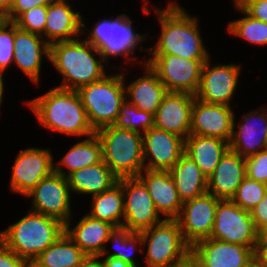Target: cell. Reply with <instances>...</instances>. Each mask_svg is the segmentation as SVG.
<instances>
[{
  "label": "cell",
  "mask_w": 267,
  "mask_h": 267,
  "mask_svg": "<svg viewBox=\"0 0 267 267\" xmlns=\"http://www.w3.org/2000/svg\"><path fill=\"white\" fill-rule=\"evenodd\" d=\"M266 192L267 184L246 176L231 200L240 208L250 212L263 199Z\"/></svg>",
  "instance_id": "obj_36"
},
{
  "label": "cell",
  "mask_w": 267,
  "mask_h": 267,
  "mask_svg": "<svg viewBox=\"0 0 267 267\" xmlns=\"http://www.w3.org/2000/svg\"><path fill=\"white\" fill-rule=\"evenodd\" d=\"M46 16L47 5L36 6L22 13L14 23L19 29L41 35L44 38Z\"/></svg>",
  "instance_id": "obj_37"
},
{
  "label": "cell",
  "mask_w": 267,
  "mask_h": 267,
  "mask_svg": "<svg viewBox=\"0 0 267 267\" xmlns=\"http://www.w3.org/2000/svg\"><path fill=\"white\" fill-rule=\"evenodd\" d=\"M91 210L88 215L94 219L111 223L115 227L123 226L124 196L122 178L109 190L92 196ZM121 219V220H120Z\"/></svg>",
  "instance_id": "obj_31"
},
{
  "label": "cell",
  "mask_w": 267,
  "mask_h": 267,
  "mask_svg": "<svg viewBox=\"0 0 267 267\" xmlns=\"http://www.w3.org/2000/svg\"><path fill=\"white\" fill-rule=\"evenodd\" d=\"M246 267H260V266L258 265V263L255 260H253Z\"/></svg>",
  "instance_id": "obj_52"
},
{
  "label": "cell",
  "mask_w": 267,
  "mask_h": 267,
  "mask_svg": "<svg viewBox=\"0 0 267 267\" xmlns=\"http://www.w3.org/2000/svg\"><path fill=\"white\" fill-rule=\"evenodd\" d=\"M87 255L66 234L44 250L34 260L43 267H78Z\"/></svg>",
  "instance_id": "obj_32"
},
{
  "label": "cell",
  "mask_w": 267,
  "mask_h": 267,
  "mask_svg": "<svg viewBox=\"0 0 267 267\" xmlns=\"http://www.w3.org/2000/svg\"><path fill=\"white\" fill-rule=\"evenodd\" d=\"M220 200L207 192L183 203L176 220L184 240L191 247L200 240L210 238Z\"/></svg>",
  "instance_id": "obj_15"
},
{
  "label": "cell",
  "mask_w": 267,
  "mask_h": 267,
  "mask_svg": "<svg viewBox=\"0 0 267 267\" xmlns=\"http://www.w3.org/2000/svg\"><path fill=\"white\" fill-rule=\"evenodd\" d=\"M124 196L123 226L140 233L163 219L156 211L153 200L144 183L138 177L122 178Z\"/></svg>",
  "instance_id": "obj_12"
},
{
  "label": "cell",
  "mask_w": 267,
  "mask_h": 267,
  "mask_svg": "<svg viewBox=\"0 0 267 267\" xmlns=\"http://www.w3.org/2000/svg\"><path fill=\"white\" fill-rule=\"evenodd\" d=\"M193 267H200V266L193 260Z\"/></svg>",
  "instance_id": "obj_53"
},
{
  "label": "cell",
  "mask_w": 267,
  "mask_h": 267,
  "mask_svg": "<svg viewBox=\"0 0 267 267\" xmlns=\"http://www.w3.org/2000/svg\"><path fill=\"white\" fill-rule=\"evenodd\" d=\"M173 267H193V259L190 257L185 262H183L179 265L173 266Z\"/></svg>",
  "instance_id": "obj_50"
},
{
  "label": "cell",
  "mask_w": 267,
  "mask_h": 267,
  "mask_svg": "<svg viewBox=\"0 0 267 267\" xmlns=\"http://www.w3.org/2000/svg\"><path fill=\"white\" fill-rule=\"evenodd\" d=\"M169 173L183 203L208 192L207 177L185 153Z\"/></svg>",
  "instance_id": "obj_29"
},
{
  "label": "cell",
  "mask_w": 267,
  "mask_h": 267,
  "mask_svg": "<svg viewBox=\"0 0 267 267\" xmlns=\"http://www.w3.org/2000/svg\"><path fill=\"white\" fill-rule=\"evenodd\" d=\"M102 161V144L95 133L73 145L66 155L62 156V159L58 163L59 165H54V173L61 174L67 178L76 170L98 164ZM63 166L68 170L65 171L67 174L64 172Z\"/></svg>",
  "instance_id": "obj_30"
},
{
  "label": "cell",
  "mask_w": 267,
  "mask_h": 267,
  "mask_svg": "<svg viewBox=\"0 0 267 267\" xmlns=\"http://www.w3.org/2000/svg\"><path fill=\"white\" fill-rule=\"evenodd\" d=\"M26 267H43L38 265L35 261L27 262Z\"/></svg>",
  "instance_id": "obj_51"
},
{
  "label": "cell",
  "mask_w": 267,
  "mask_h": 267,
  "mask_svg": "<svg viewBox=\"0 0 267 267\" xmlns=\"http://www.w3.org/2000/svg\"><path fill=\"white\" fill-rule=\"evenodd\" d=\"M248 15L267 23V0H233Z\"/></svg>",
  "instance_id": "obj_41"
},
{
  "label": "cell",
  "mask_w": 267,
  "mask_h": 267,
  "mask_svg": "<svg viewBox=\"0 0 267 267\" xmlns=\"http://www.w3.org/2000/svg\"><path fill=\"white\" fill-rule=\"evenodd\" d=\"M245 177V158L228 149L207 178L208 193L221 200H231Z\"/></svg>",
  "instance_id": "obj_24"
},
{
  "label": "cell",
  "mask_w": 267,
  "mask_h": 267,
  "mask_svg": "<svg viewBox=\"0 0 267 267\" xmlns=\"http://www.w3.org/2000/svg\"><path fill=\"white\" fill-rule=\"evenodd\" d=\"M142 137L145 169L169 171L185 152V139L176 134L152 127Z\"/></svg>",
  "instance_id": "obj_17"
},
{
  "label": "cell",
  "mask_w": 267,
  "mask_h": 267,
  "mask_svg": "<svg viewBox=\"0 0 267 267\" xmlns=\"http://www.w3.org/2000/svg\"><path fill=\"white\" fill-rule=\"evenodd\" d=\"M210 238L255 248L259 231L250 212L240 208L232 200L225 199L220 200L216 207Z\"/></svg>",
  "instance_id": "obj_10"
},
{
  "label": "cell",
  "mask_w": 267,
  "mask_h": 267,
  "mask_svg": "<svg viewBox=\"0 0 267 267\" xmlns=\"http://www.w3.org/2000/svg\"><path fill=\"white\" fill-rule=\"evenodd\" d=\"M133 20L126 14H119L115 19H101L96 22L85 39L99 50L108 65L109 57H126L134 61L135 50L145 40V34L136 33ZM134 55V56H132Z\"/></svg>",
  "instance_id": "obj_8"
},
{
  "label": "cell",
  "mask_w": 267,
  "mask_h": 267,
  "mask_svg": "<svg viewBox=\"0 0 267 267\" xmlns=\"http://www.w3.org/2000/svg\"><path fill=\"white\" fill-rule=\"evenodd\" d=\"M14 22L0 19V70L5 71L13 62Z\"/></svg>",
  "instance_id": "obj_38"
},
{
  "label": "cell",
  "mask_w": 267,
  "mask_h": 267,
  "mask_svg": "<svg viewBox=\"0 0 267 267\" xmlns=\"http://www.w3.org/2000/svg\"><path fill=\"white\" fill-rule=\"evenodd\" d=\"M137 177L148 190L156 211L161 216H165L164 219H176L180 214L183 202L169 171L144 169Z\"/></svg>",
  "instance_id": "obj_23"
},
{
  "label": "cell",
  "mask_w": 267,
  "mask_h": 267,
  "mask_svg": "<svg viewBox=\"0 0 267 267\" xmlns=\"http://www.w3.org/2000/svg\"><path fill=\"white\" fill-rule=\"evenodd\" d=\"M211 65L210 58L203 64L195 98L208 103L231 106L230 101L238 86L241 65Z\"/></svg>",
  "instance_id": "obj_13"
},
{
  "label": "cell",
  "mask_w": 267,
  "mask_h": 267,
  "mask_svg": "<svg viewBox=\"0 0 267 267\" xmlns=\"http://www.w3.org/2000/svg\"><path fill=\"white\" fill-rule=\"evenodd\" d=\"M234 4L244 17L229 22V33L256 45H267V23L248 15L235 1Z\"/></svg>",
  "instance_id": "obj_33"
},
{
  "label": "cell",
  "mask_w": 267,
  "mask_h": 267,
  "mask_svg": "<svg viewBox=\"0 0 267 267\" xmlns=\"http://www.w3.org/2000/svg\"><path fill=\"white\" fill-rule=\"evenodd\" d=\"M256 229L260 232L267 225V192L263 199L250 211Z\"/></svg>",
  "instance_id": "obj_43"
},
{
  "label": "cell",
  "mask_w": 267,
  "mask_h": 267,
  "mask_svg": "<svg viewBox=\"0 0 267 267\" xmlns=\"http://www.w3.org/2000/svg\"><path fill=\"white\" fill-rule=\"evenodd\" d=\"M50 56V45L38 34L19 29L14 23L13 62L32 82L38 85L42 57Z\"/></svg>",
  "instance_id": "obj_21"
},
{
  "label": "cell",
  "mask_w": 267,
  "mask_h": 267,
  "mask_svg": "<svg viewBox=\"0 0 267 267\" xmlns=\"http://www.w3.org/2000/svg\"><path fill=\"white\" fill-rule=\"evenodd\" d=\"M186 11L176 1L169 2L164 9L155 7L161 32L155 47L147 49L149 55H176L185 59L210 58L199 32V19Z\"/></svg>",
  "instance_id": "obj_1"
},
{
  "label": "cell",
  "mask_w": 267,
  "mask_h": 267,
  "mask_svg": "<svg viewBox=\"0 0 267 267\" xmlns=\"http://www.w3.org/2000/svg\"><path fill=\"white\" fill-rule=\"evenodd\" d=\"M208 59H185L176 55H150L145 62L169 92L192 95L198 90L203 64Z\"/></svg>",
  "instance_id": "obj_9"
},
{
  "label": "cell",
  "mask_w": 267,
  "mask_h": 267,
  "mask_svg": "<svg viewBox=\"0 0 267 267\" xmlns=\"http://www.w3.org/2000/svg\"><path fill=\"white\" fill-rule=\"evenodd\" d=\"M254 260L260 267H267V241H257L254 249Z\"/></svg>",
  "instance_id": "obj_44"
},
{
  "label": "cell",
  "mask_w": 267,
  "mask_h": 267,
  "mask_svg": "<svg viewBox=\"0 0 267 267\" xmlns=\"http://www.w3.org/2000/svg\"><path fill=\"white\" fill-rule=\"evenodd\" d=\"M246 176L267 184V148L245 158Z\"/></svg>",
  "instance_id": "obj_39"
},
{
  "label": "cell",
  "mask_w": 267,
  "mask_h": 267,
  "mask_svg": "<svg viewBox=\"0 0 267 267\" xmlns=\"http://www.w3.org/2000/svg\"><path fill=\"white\" fill-rule=\"evenodd\" d=\"M54 172L50 150L29 147L20 150L12 166L10 190L26 196L43 178Z\"/></svg>",
  "instance_id": "obj_14"
},
{
  "label": "cell",
  "mask_w": 267,
  "mask_h": 267,
  "mask_svg": "<svg viewBox=\"0 0 267 267\" xmlns=\"http://www.w3.org/2000/svg\"><path fill=\"white\" fill-rule=\"evenodd\" d=\"M234 115L231 106L208 104L195 98L190 134L209 136L230 142Z\"/></svg>",
  "instance_id": "obj_18"
},
{
  "label": "cell",
  "mask_w": 267,
  "mask_h": 267,
  "mask_svg": "<svg viewBox=\"0 0 267 267\" xmlns=\"http://www.w3.org/2000/svg\"><path fill=\"white\" fill-rule=\"evenodd\" d=\"M113 126L143 134L154 127V115L144 110H139L125 99L121 104L117 120Z\"/></svg>",
  "instance_id": "obj_35"
},
{
  "label": "cell",
  "mask_w": 267,
  "mask_h": 267,
  "mask_svg": "<svg viewBox=\"0 0 267 267\" xmlns=\"http://www.w3.org/2000/svg\"><path fill=\"white\" fill-rule=\"evenodd\" d=\"M12 0H0V19H4L11 7Z\"/></svg>",
  "instance_id": "obj_47"
},
{
  "label": "cell",
  "mask_w": 267,
  "mask_h": 267,
  "mask_svg": "<svg viewBox=\"0 0 267 267\" xmlns=\"http://www.w3.org/2000/svg\"><path fill=\"white\" fill-rule=\"evenodd\" d=\"M254 249L207 238L191 247V258L200 267H246L254 260Z\"/></svg>",
  "instance_id": "obj_16"
},
{
  "label": "cell",
  "mask_w": 267,
  "mask_h": 267,
  "mask_svg": "<svg viewBox=\"0 0 267 267\" xmlns=\"http://www.w3.org/2000/svg\"><path fill=\"white\" fill-rule=\"evenodd\" d=\"M114 227L109 222L86 214L72 228L69 220L65 225V232L86 255L103 257L109 252L106 242Z\"/></svg>",
  "instance_id": "obj_25"
},
{
  "label": "cell",
  "mask_w": 267,
  "mask_h": 267,
  "mask_svg": "<svg viewBox=\"0 0 267 267\" xmlns=\"http://www.w3.org/2000/svg\"><path fill=\"white\" fill-rule=\"evenodd\" d=\"M140 233L142 247H147L145 267H173L191 257V246L184 240L176 219L163 218Z\"/></svg>",
  "instance_id": "obj_7"
},
{
  "label": "cell",
  "mask_w": 267,
  "mask_h": 267,
  "mask_svg": "<svg viewBox=\"0 0 267 267\" xmlns=\"http://www.w3.org/2000/svg\"><path fill=\"white\" fill-rule=\"evenodd\" d=\"M125 76L124 73L106 75L102 80L77 90L95 131L116 122L121 104L126 99Z\"/></svg>",
  "instance_id": "obj_6"
},
{
  "label": "cell",
  "mask_w": 267,
  "mask_h": 267,
  "mask_svg": "<svg viewBox=\"0 0 267 267\" xmlns=\"http://www.w3.org/2000/svg\"><path fill=\"white\" fill-rule=\"evenodd\" d=\"M71 190L68 179L52 173L43 178L25 197L32 198L31 211L67 224L71 220Z\"/></svg>",
  "instance_id": "obj_11"
},
{
  "label": "cell",
  "mask_w": 267,
  "mask_h": 267,
  "mask_svg": "<svg viewBox=\"0 0 267 267\" xmlns=\"http://www.w3.org/2000/svg\"><path fill=\"white\" fill-rule=\"evenodd\" d=\"M109 242L114 243L115 251H112V253L110 252L106 256L121 259L134 267H138V262L134 259L133 254L136 249H138V247H136L137 245L140 247L142 246L141 233L131 232L124 226L114 227L106 243Z\"/></svg>",
  "instance_id": "obj_34"
},
{
  "label": "cell",
  "mask_w": 267,
  "mask_h": 267,
  "mask_svg": "<svg viewBox=\"0 0 267 267\" xmlns=\"http://www.w3.org/2000/svg\"><path fill=\"white\" fill-rule=\"evenodd\" d=\"M64 232L65 224L59 220L30 210L19 221L0 231V239L17 256L30 262L56 242Z\"/></svg>",
  "instance_id": "obj_4"
},
{
  "label": "cell",
  "mask_w": 267,
  "mask_h": 267,
  "mask_svg": "<svg viewBox=\"0 0 267 267\" xmlns=\"http://www.w3.org/2000/svg\"><path fill=\"white\" fill-rule=\"evenodd\" d=\"M28 106L44 128L65 135L91 136L86 110L76 90L53 87L42 96L29 100Z\"/></svg>",
  "instance_id": "obj_2"
},
{
  "label": "cell",
  "mask_w": 267,
  "mask_h": 267,
  "mask_svg": "<svg viewBox=\"0 0 267 267\" xmlns=\"http://www.w3.org/2000/svg\"><path fill=\"white\" fill-rule=\"evenodd\" d=\"M258 241H267V225L259 232Z\"/></svg>",
  "instance_id": "obj_49"
},
{
  "label": "cell",
  "mask_w": 267,
  "mask_h": 267,
  "mask_svg": "<svg viewBox=\"0 0 267 267\" xmlns=\"http://www.w3.org/2000/svg\"><path fill=\"white\" fill-rule=\"evenodd\" d=\"M27 262L17 256L0 239V267H26Z\"/></svg>",
  "instance_id": "obj_42"
},
{
  "label": "cell",
  "mask_w": 267,
  "mask_h": 267,
  "mask_svg": "<svg viewBox=\"0 0 267 267\" xmlns=\"http://www.w3.org/2000/svg\"><path fill=\"white\" fill-rule=\"evenodd\" d=\"M144 66L145 75L125 87V98L139 110L155 115L168 90L146 62Z\"/></svg>",
  "instance_id": "obj_26"
},
{
  "label": "cell",
  "mask_w": 267,
  "mask_h": 267,
  "mask_svg": "<svg viewBox=\"0 0 267 267\" xmlns=\"http://www.w3.org/2000/svg\"><path fill=\"white\" fill-rule=\"evenodd\" d=\"M4 71L0 70V107L3 100V94H4V79H3ZM1 111V110H0Z\"/></svg>",
  "instance_id": "obj_48"
},
{
  "label": "cell",
  "mask_w": 267,
  "mask_h": 267,
  "mask_svg": "<svg viewBox=\"0 0 267 267\" xmlns=\"http://www.w3.org/2000/svg\"><path fill=\"white\" fill-rule=\"evenodd\" d=\"M100 258V256L87 255L78 267H105Z\"/></svg>",
  "instance_id": "obj_45"
},
{
  "label": "cell",
  "mask_w": 267,
  "mask_h": 267,
  "mask_svg": "<svg viewBox=\"0 0 267 267\" xmlns=\"http://www.w3.org/2000/svg\"><path fill=\"white\" fill-rule=\"evenodd\" d=\"M263 113H261V112ZM242 123L235 131V115L229 149L247 158L267 148V108L251 111L243 115Z\"/></svg>",
  "instance_id": "obj_20"
},
{
  "label": "cell",
  "mask_w": 267,
  "mask_h": 267,
  "mask_svg": "<svg viewBox=\"0 0 267 267\" xmlns=\"http://www.w3.org/2000/svg\"><path fill=\"white\" fill-rule=\"evenodd\" d=\"M83 22V16L73 10L68 0H53L47 5L44 39L49 45L77 39L85 33Z\"/></svg>",
  "instance_id": "obj_22"
},
{
  "label": "cell",
  "mask_w": 267,
  "mask_h": 267,
  "mask_svg": "<svg viewBox=\"0 0 267 267\" xmlns=\"http://www.w3.org/2000/svg\"><path fill=\"white\" fill-rule=\"evenodd\" d=\"M195 95L167 92L154 115V127L184 139L190 134Z\"/></svg>",
  "instance_id": "obj_19"
},
{
  "label": "cell",
  "mask_w": 267,
  "mask_h": 267,
  "mask_svg": "<svg viewBox=\"0 0 267 267\" xmlns=\"http://www.w3.org/2000/svg\"><path fill=\"white\" fill-rule=\"evenodd\" d=\"M102 261L105 267H134L126 261L109 256L104 257V260L102 259Z\"/></svg>",
  "instance_id": "obj_46"
},
{
  "label": "cell",
  "mask_w": 267,
  "mask_h": 267,
  "mask_svg": "<svg viewBox=\"0 0 267 267\" xmlns=\"http://www.w3.org/2000/svg\"><path fill=\"white\" fill-rule=\"evenodd\" d=\"M104 163L119 178L137 177L144 170L143 137L136 131L113 125L96 130Z\"/></svg>",
  "instance_id": "obj_5"
},
{
  "label": "cell",
  "mask_w": 267,
  "mask_h": 267,
  "mask_svg": "<svg viewBox=\"0 0 267 267\" xmlns=\"http://www.w3.org/2000/svg\"><path fill=\"white\" fill-rule=\"evenodd\" d=\"M67 179L72 193L92 196L109 190L119 181L104 161L76 170Z\"/></svg>",
  "instance_id": "obj_28"
},
{
  "label": "cell",
  "mask_w": 267,
  "mask_h": 267,
  "mask_svg": "<svg viewBox=\"0 0 267 267\" xmlns=\"http://www.w3.org/2000/svg\"><path fill=\"white\" fill-rule=\"evenodd\" d=\"M95 55H99L100 59H96ZM49 62L63 77L62 84L57 86L61 89L77 91L107 75L104 68L107 63L101 52L80 37L50 44Z\"/></svg>",
  "instance_id": "obj_3"
},
{
  "label": "cell",
  "mask_w": 267,
  "mask_h": 267,
  "mask_svg": "<svg viewBox=\"0 0 267 267\" xmlns=\"http://www.w3.org/2000/svg\"><path fill=\"white\" fill-rule=\"evenodd\" d=\"M53 0H12L11 7L5 20L14 22L22 13L36 6L48 5Z\"/></svg>",
  "instance_id": "obj_40"
},
{
  "label": "cell",
  "mask_w": 267,
  "mask_h": 267,
  "mask_svg": "<svg viewBox=\"0 0 267 267\" xmlns=\"http://www.w3.org/2000/svg\"><path fill=\"white\" fill-rule=\"evenodd\" d=\"M229 149V142L219 138L189 134L185 139V154L192 158L208 178Z\"/></svg>",
  "instance_id": "obj_27"
}]
</instances>
